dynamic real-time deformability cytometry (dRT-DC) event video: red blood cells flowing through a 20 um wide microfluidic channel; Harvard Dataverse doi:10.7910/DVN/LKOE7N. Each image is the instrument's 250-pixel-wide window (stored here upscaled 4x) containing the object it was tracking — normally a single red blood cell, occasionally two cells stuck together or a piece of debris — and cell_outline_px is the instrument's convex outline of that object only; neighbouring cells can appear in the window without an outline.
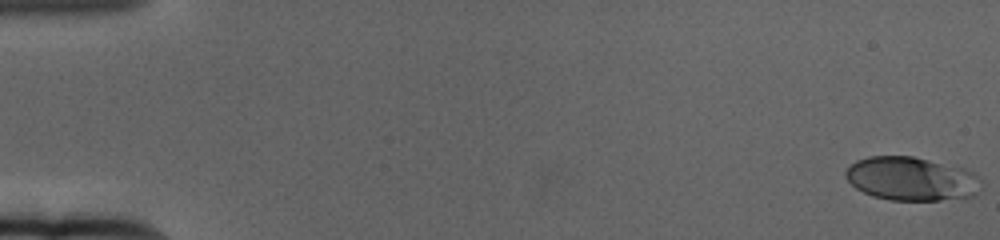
{"species": "human", "species_latin": "Homo sapiens", "temperature_condition": "cold", "stored_images_in_passage": 61, "camera_frame_rate_fps": 3000, "um_per_image_px": 0.085, "donor": {"sex": "female"}, "frame": {"image": 1, "passage_image": 1, "time_ms": 0.0, "image_size_px": [1000, 240], "cell_outline_px": [[980, 180], [976, 196], [940, 200], [888, 200], [872, 196], [856, 188], [844, 176], [844, 172], [856, 160], [868, 156], [912, 156], [964, 168], [972, 172]], "centroid_in_image_um": [77.44, 15.2], "position_along_channel_um": 7.6, "area_um2": 34.39}}
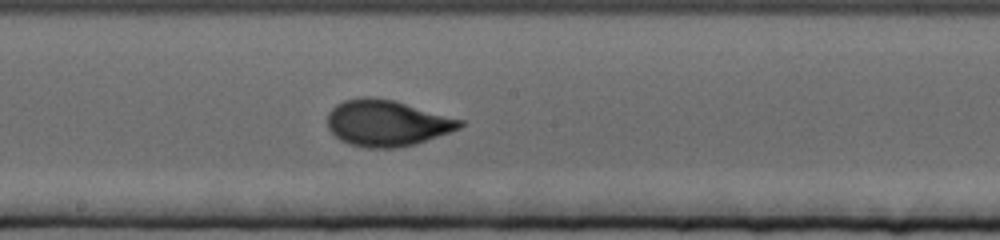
{"frame": {"image": 2, "passage_image": 34, "time_ms": 11.0, "image_size_px": [1000, 240], "cell_outline_px": [[464, 124], [460, 128], [416, 144], [400, 148], [368, 148], [348, 144], [340, 140], [328, 128], [328, 112], [336, 104], [344, 100], [364, 96], [368, 96], [392, 100], [464, 120]], "centroid_in_image_um": [32.87, 10.47], "position_along_channel_um": 215.3, "area_um2": 35.6}}
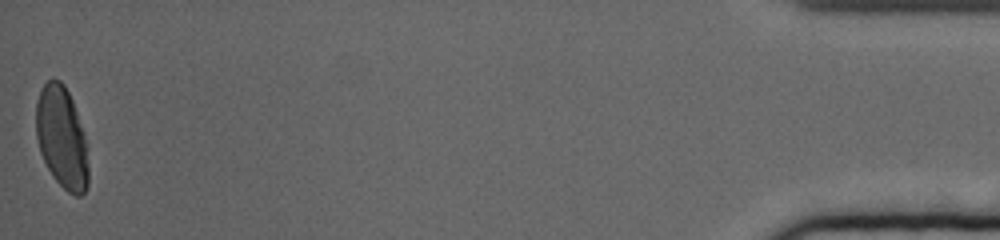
{"frame": {"image": 3, "passage_image": 61, "time_ms": 20.0, "image_size_px": [1000, 240], "cell_outline_px": [[88, 184], [84, 192], [80, 196], [76, 196], [68, 192], [52, 176], [40, 152], [36, 136], [36, 100], [40, 88], [52, 76], [60, 80], [64, 84], [72, 100], [84, 132], [88, 144]], "centroid_in_image_um": [5.26, 11.67], "position_along_channel_um": 429.9, "area_um2": 31.5}, "authors_computed_cell_mechanics": {"area_um2": 34.102, "velocity_mm_per_s": 3.3595, "shape_relaxation_time_tau1_ms": 4.5535, "shape_relaxation_time_tau2_ms": null, "deformation_change_tau1": 0.1737, "deformation_change_tau2": null}}